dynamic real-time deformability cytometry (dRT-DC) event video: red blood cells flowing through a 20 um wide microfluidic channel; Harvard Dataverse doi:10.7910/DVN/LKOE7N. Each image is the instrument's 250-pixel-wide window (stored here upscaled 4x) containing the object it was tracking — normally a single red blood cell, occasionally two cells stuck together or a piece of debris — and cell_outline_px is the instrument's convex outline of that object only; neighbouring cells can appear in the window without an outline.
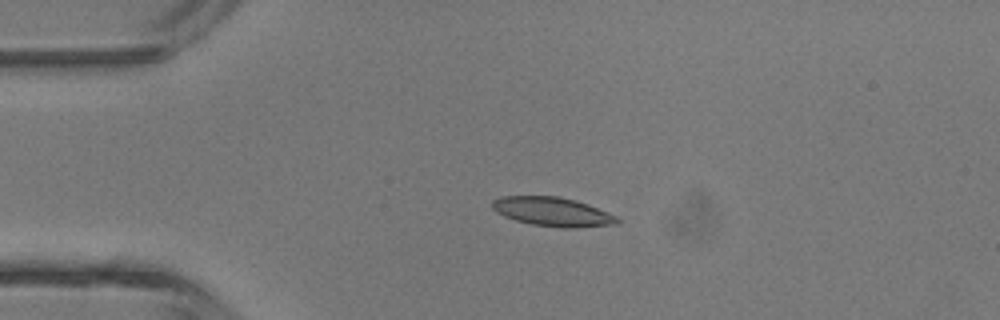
{"species": "common noctule bat (a hibernating species)", "species_latin": "Nyctalus noctula", "temperature_condition": "room temperature", "stored_images_in_passage": 4, "camera_frame_rate_fps": 3000, "um_per_image_px": 0.085, "animal": {"sex": "male", "body_mass_g": 13.3}, "frame": {"image": 1, "passage_image": 3, "time_ms": 3.333, "image_size_px": [1000, 320], "cell_outline_px": [[620, 224], [576, 228], [564, 228], [532, 224], [516, 220], [504, 216], [496, 212], [492, 208], [492, 200], [500, 196], [560, 196], [576, 200], [588, 204], [616, 216], [620, 220]], "centroid_in_image_um": [46.98, 18.0], "position_along_channel_um": 38.0, "area_um2": 21.27}}